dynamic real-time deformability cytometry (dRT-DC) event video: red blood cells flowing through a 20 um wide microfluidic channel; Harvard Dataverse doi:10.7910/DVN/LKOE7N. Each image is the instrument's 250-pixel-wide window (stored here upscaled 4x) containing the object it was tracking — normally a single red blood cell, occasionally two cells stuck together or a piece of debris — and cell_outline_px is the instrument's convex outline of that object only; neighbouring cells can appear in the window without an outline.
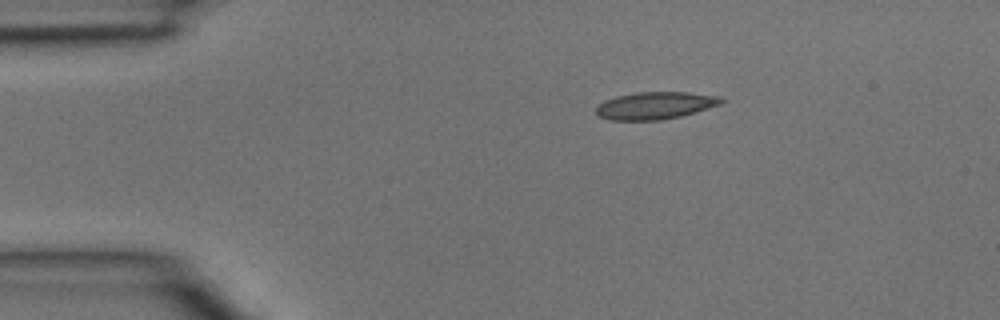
{"species": "common noctule bat (a hibernating species)", "species_latin": "Nyctalus noctula", "temperature_condition": "room temperature", "stored_images_in_passage": 2, "camera_frame_rate_fps": 3000, "um_per_image_px": 0.085, "animal": {"sex": "male", "body_mass_g": 15.6}, "frame": {"image": 1, "passage_image": 1, "time_ms": 0.0, "image_size_px": [1000, 320], "cell_outline_px": [[728, 100], [720, 104], [680, 116], [660, 120], [608, 120], [600, 116], [596, 112], [596, 108], [604, 100], [616, 96], [636, 92], [688, 92], [720, 96]], "centroid_in_image_um": [55.7, 8.96], "position_along_channel_um": 29.3, "area_um2": 19.88}}
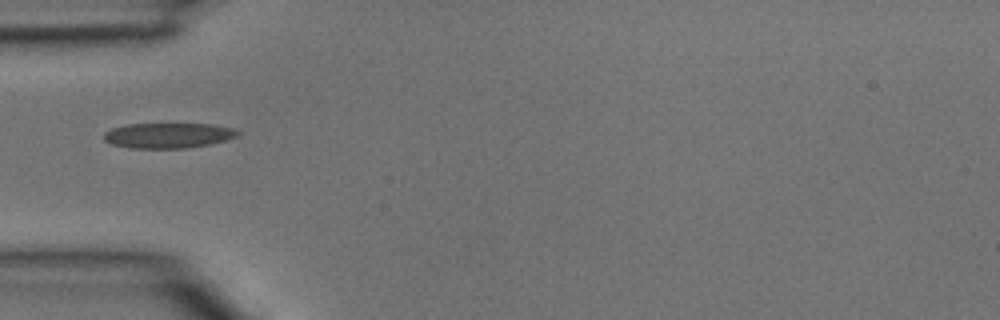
{"frame": {"image": 2, "passage_image": 2, "time_ms": 0.333, "image_size_px": [1000, 320], "cell_outline_px": [[240, 132], [236, 136], [224, 140], [208, 144], [188, 148], [132, 148], [112, 144], [104, 140], [104, 132], [112, 128], [124, 124], [212, 124], [232, 128]], "centroid_in_image_um": [14.25, 11.51], "position_along_channel_um": 70.7, "area_um2": 19.54}}